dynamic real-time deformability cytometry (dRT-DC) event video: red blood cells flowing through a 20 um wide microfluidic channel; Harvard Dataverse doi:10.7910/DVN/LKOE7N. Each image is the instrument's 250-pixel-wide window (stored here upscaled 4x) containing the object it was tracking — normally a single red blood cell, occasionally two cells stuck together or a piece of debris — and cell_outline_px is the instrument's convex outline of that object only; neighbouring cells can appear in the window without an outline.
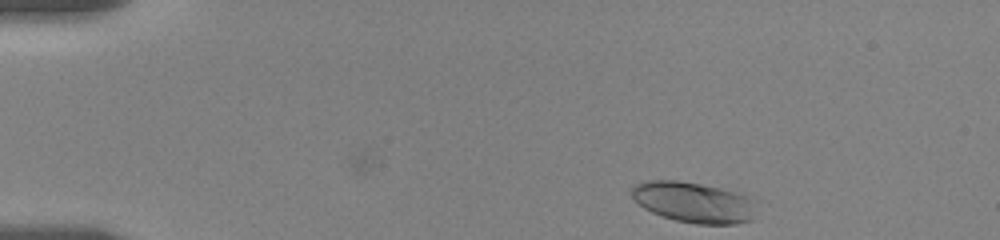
{"species": "human", "species_latin": "Homo sapiens", "temperature_condition": "room temperature", "stored_images_in_passage": 43, "camera_frame_rate_fps": 3000, "um_per_image_px": 0.085, "donor": {"sex": "female"}, "frame": {"image": 1, "passage_image": 1, "time_ms": 0.0, "image_size_px": [1000, 240], "cell_outline_px": [[756, 220], [736, 224], [696, 224], [676, 220], [652, 212], [644, 208], [632, 196], [632, 184], [648, 180], [676, 180], [700, 184], [720, 188], [756, 200]], "centroid_in_image_um": [59.01, 17.21], "position_along_channel_um": 26.0, "area_um2": 29.65}}
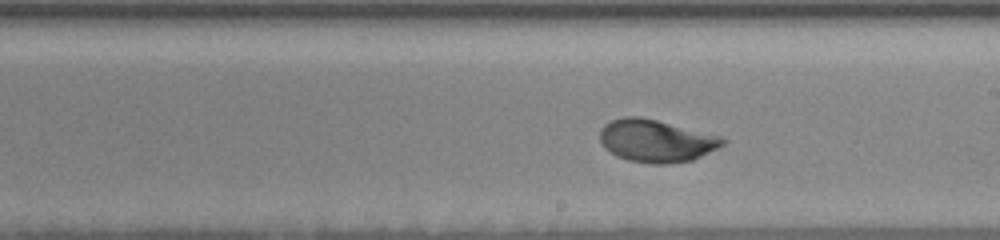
{"frame": {"image": 2, "passage_image": 26, "time_ms": 8.333, "image_size_px": [1000, 240], "cell_outline_px": [[728, 140], [724, 144], [692, 160], [668, 164], [652, 164], [628, 160], [616, 156], [604, 148], [600, 140], [600, 128], [604, 124], [612, 120], [624, 116], [640, 116], [724, 136]], "centroid_in_image_um": [55.77, 11.96], "position_along_channel_um": 233.2, "area_um2": 30.63}}
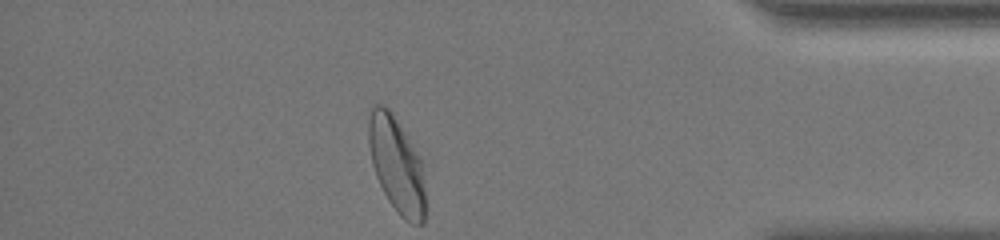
{"frame": {"image": 3, "passage_image": 43, "time_ms": 14.0, "image_size_px": [1000, 240], "cell_outline_px": [[424, 224], [412, 224], [404, 220], [400, 216], [388, 200], [376, 176], [372, 164], [368, 144], [368, 120], [372, 108], [376, 104], [380, 104], [388, 108], [420, 156], [424, 192]], "centroid_in_image_um": [33.69, 14.03], "position_along_channel_um": 401.5, "area_um2": 31.21}, "authors_computed_cell_mechanics": {"area_um2": 29.8826, "velocity_mm_per_s": 3.4927, "shape_relaxation_time_tau1_ms": 3.8465, "shape_relaxation_time_tau2_ms": null, "deformation_change_tau1": 0.1646, "deformation_change_tau2": null}}